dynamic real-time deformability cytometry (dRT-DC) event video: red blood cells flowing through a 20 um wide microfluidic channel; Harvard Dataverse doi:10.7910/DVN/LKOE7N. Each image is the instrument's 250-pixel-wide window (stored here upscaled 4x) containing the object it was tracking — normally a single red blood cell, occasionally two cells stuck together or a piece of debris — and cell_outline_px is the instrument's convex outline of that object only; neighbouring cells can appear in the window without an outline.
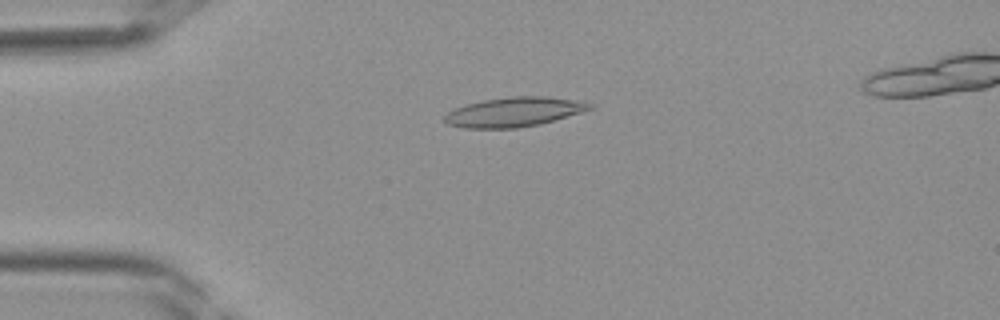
{"species": "Egyptian fruit bat (a non-hibernating species)", "species_latin": "Rousettus aegyptiacus", "temperature_condition": "room temperature", "stored_images_in_passage": 41, "segment_of_instrument_passage": [1, 2], "camera_frame_rate_fps": 3000, "um_per_image_px": 0.085, "frame": {"image": 1, "passage_image": 10, "time_ms": 3.0, "image_size_px": [1000, 320], "cell_outline_px": [[596, 108], [540, 124], [516, 128], [464, 128], [448, 124], [444, 120], [444, 116], [448, 112], [456, 108], [468, 104], [484, 100], [508, 96], [544, 96], [572, 100], [596, 104]], "centroid_in_image_um": [43.72, 9.52], "position_along_channel_um": 41.3, "area_um2": 24.85}}
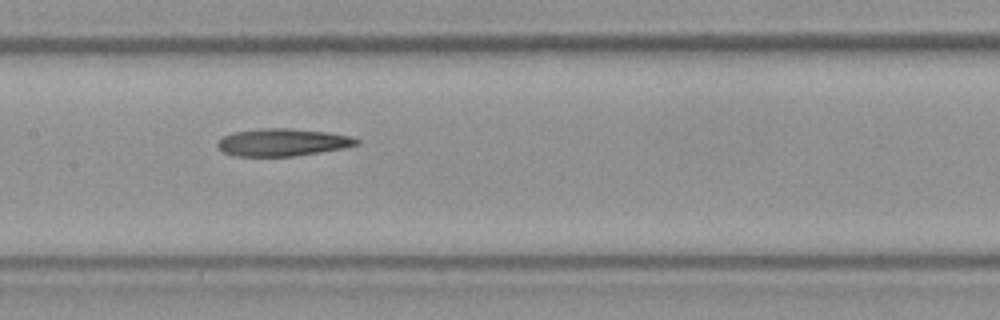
{"frame": {"image": 2, "passage_image": 20, "time_ms": 6.333, "image_size_px": [1000, 320], "cell_outline_px": [[360, 144], [344, 148], [320, 152], [292, 156], [232, 156], [216, 148], [216, 144], [224, 136], [232, 132], [260, 128], [292, 128], [332, 132], [352, 136], [360, 140]], "centroid_in_image_um": [24.04, 12.09], "position_along_channel_um": 183.4, "area_um2": 22.6}}
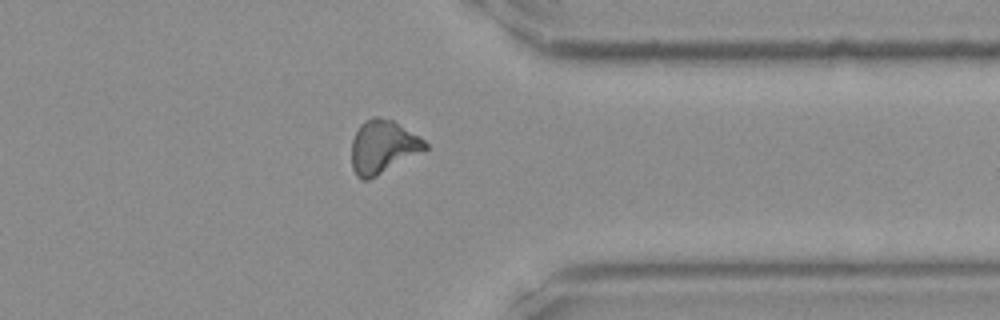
{"frame": {"image": 3, "passage_image": 32, "time_ms": 10.333, "image_size_px": [1000, 320], "cell_outline_px": [[428, 148], [376, 176], [368, 180], [360, 180], [356, 176], [352, 168], [352, 140], [360, 124], [372, 116], [380, 116], [392, 120], [424, 140], [428, 144]], "centroid_in_image_um": [32.51, 12.48], "position_along_channel_um": 378.9, "area_um2": 22.54}}